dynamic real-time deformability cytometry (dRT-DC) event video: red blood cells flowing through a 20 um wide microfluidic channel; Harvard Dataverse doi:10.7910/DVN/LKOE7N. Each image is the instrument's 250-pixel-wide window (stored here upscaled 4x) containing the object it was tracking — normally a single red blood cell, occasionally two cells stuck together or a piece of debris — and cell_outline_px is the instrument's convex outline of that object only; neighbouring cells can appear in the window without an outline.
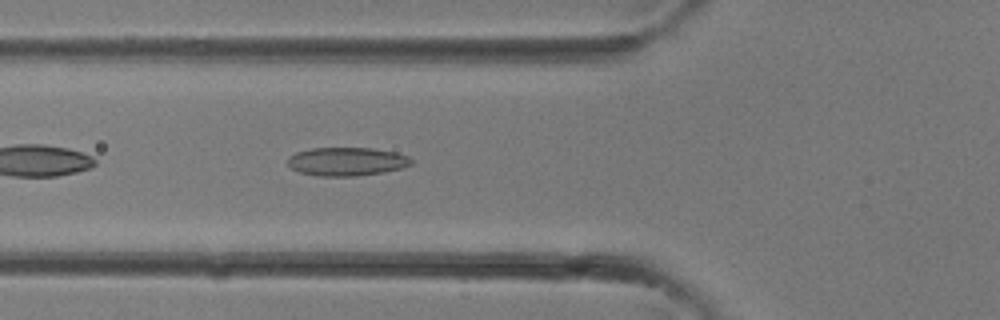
{"species": "common noctule bat (a hibernating species)", "species_latin": "Nyctalus noctula", "temperature_condition": "room temperature", "stored_images_in_passage": 15, "camera_frame_rate_fps": 3000, "um_per_image_px": 0.085, "animal": {"sex": "female"}, "frame": {"image": 1, "passage_image": 11, "time_ms": 3.333, "image_size_px": [1000, 320], "cell_outline_px": [[412, 164], [400, 168], [384, 172], [356, 176], [316, 176], [300, 172], [292, 168], [288, 164], [288, 156], [296, 152], [312, 148], [372, 148], [396, 152], [408, 156], [412, 160]], "centroid_in_image_um": [29.47, 13.73], "position_along_channel_um": 96.3, "area_um2": 20.52}}
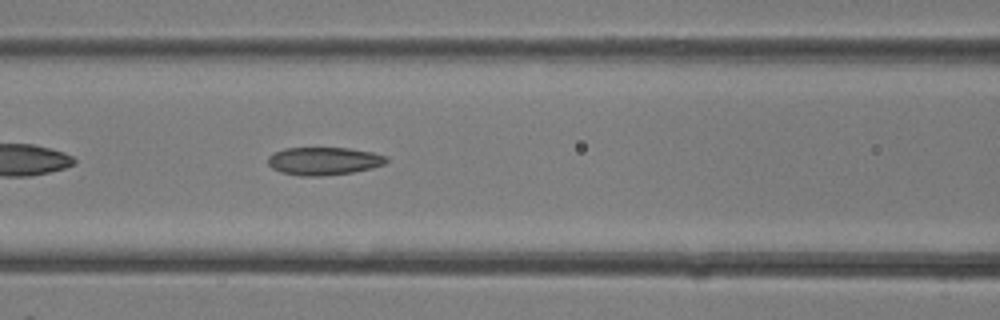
{"frame": {"image": 2, "passage_image": 13, "time_ms": 4.0, "image_size_px": [1000, 320], "cell_outline_px": [[388, 160], [384, 164], [372, 168], [352, 172], [320, 176], [300, 176], [280, 172], [272, 168], [268, 164], [268, 156], [284, 148], [348, 148], [372, 152], [388, 156]], "centroid_in_image_um": [27.52, 13.69], "position_along_channel_um": 139.1, "area_um2": 19.25}}
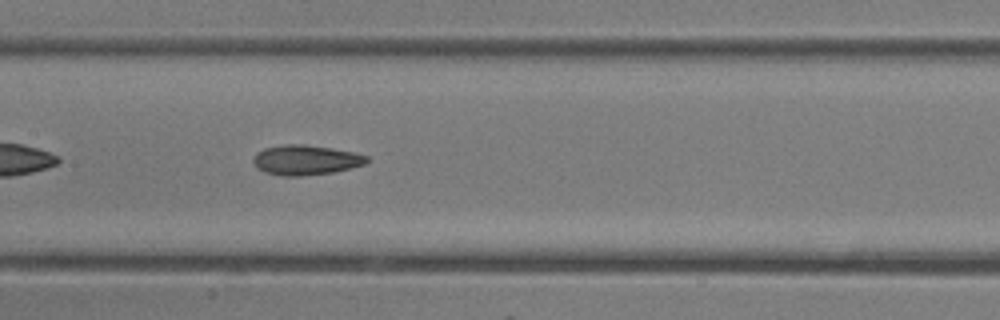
{"frame": {"image": 3, "passage_image": 15, "time_ms": 4.667, "image_size_px": [1000, 320], "cell_outline_px": [[368, 160], [364, 164], [352, 168], [332, 172], [300, 176], [280, 176], [264, 172], [256, 168], [252, 160], [256, 152], [264, 148], [288, 144], [304, 144], [332, 148], [352, 152], [368, 156]], "centroid_in_image_um": [25.95, 13.6], "position_along_channel_um": 181.5, "area_um2": 19.83}}